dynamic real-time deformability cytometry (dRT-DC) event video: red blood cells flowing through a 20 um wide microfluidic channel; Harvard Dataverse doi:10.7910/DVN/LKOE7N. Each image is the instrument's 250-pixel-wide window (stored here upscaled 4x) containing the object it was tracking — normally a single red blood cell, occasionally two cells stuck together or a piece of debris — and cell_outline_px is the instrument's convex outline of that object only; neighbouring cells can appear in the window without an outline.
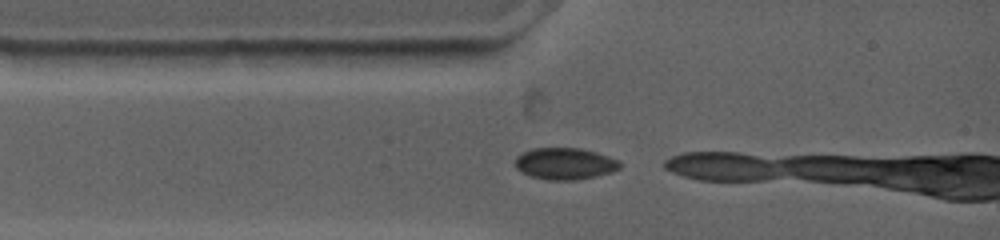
{"species": "common noctule bat (a hibernating species)", "species_latin": "Nyctalus noctula", "temperature_condition": "warm", "stored_images_in_passage": 3, "camera_frame_rate_fps": 4500, "um_per_image_px": 0.085, "animal": {"sex": "female", "body_mass_g": 19.0, "forearm_length_mm": 53.3}, "frame": {"image": 1, "passage_image": 1, "time_ms": 0.0, "image_size_px": [1000, 240], "cell_outline_px": [[620, 168], [612, 172], [596, 176], [576, 180], [548, 180], [528, 176], [520, 172], [516, 168], [516, 156], [532, 148], [580, 148], [596, 152], [616, 160], [620, 164]], "centroid_in_image_um": [47.97, 13.92], "position_along_channel_um": 37.0, "area_um2": 19.31}}